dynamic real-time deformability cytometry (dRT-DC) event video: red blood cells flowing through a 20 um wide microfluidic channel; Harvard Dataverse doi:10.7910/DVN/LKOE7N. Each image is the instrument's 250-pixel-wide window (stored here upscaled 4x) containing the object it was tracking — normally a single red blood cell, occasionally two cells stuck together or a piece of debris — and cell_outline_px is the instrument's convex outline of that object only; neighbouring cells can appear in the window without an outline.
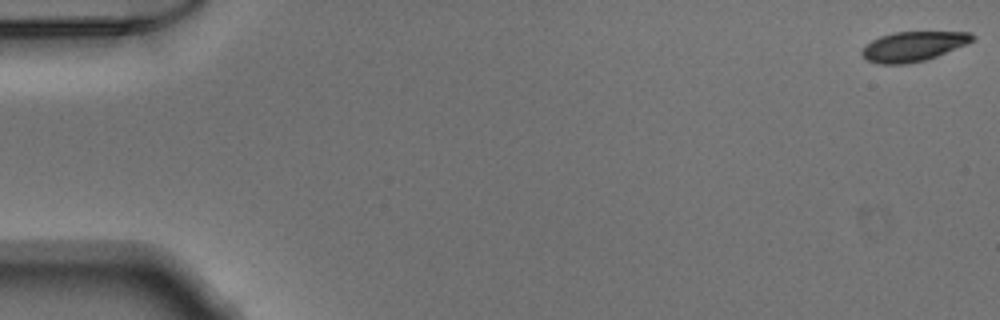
{"species": "Egyptian fruit bat (a non-hibernating species)", "species_latin": "Rousettus aegyptiacus", "temperature_condition": "warm", "stored_images_in_passage": 52, "camera_frame_rate_fps": 3000, "um_per_image_px": 0.085, "animal": {"sex": "male"}, "frame": {"image": 1, "passage_image": 1, "time_ms": 0.0, "image_size_px": [1000, 320], "cell_outline_px": [[976, 36], [968, 44], [936, 56], [924, 60], [908, 64], [880, 64], [868, 60], [860, 52], [864, 44], [880, 36], [896, 32], [972, 32]], "centroid_in_image_um": [77.62, 3.94], "position_along_channel_um": 7.4, "area_um2": 19.13}}
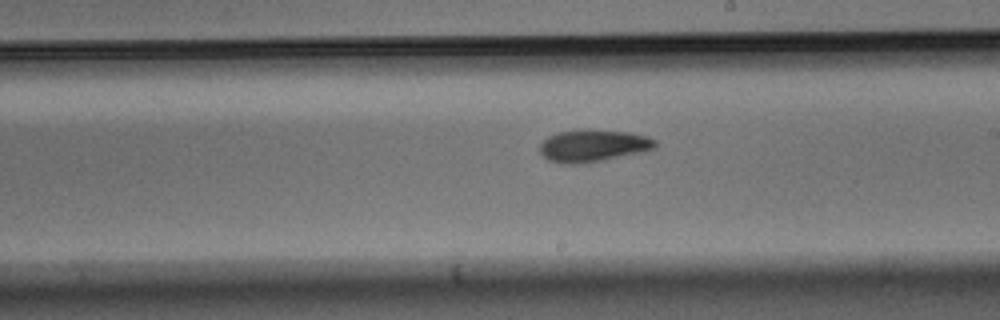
{"frame": {"image": 2, "passage_image": 30, "time_ms": 9.667, "image_size_px": [1000, 320], "cell_outline_px": [[656, 148], [640, 152], [588, 164], [568, 164], [548, 160], [540, 152], [540, 144], [548, 136], [560, 132], [580, 128], [588, 128], [628, 132], [648, 136], [656, 140]], "centroid_in_image_um": [50.42, 12.37], "position_along_channel_um": 238.6, "area_um2": 22.02}}
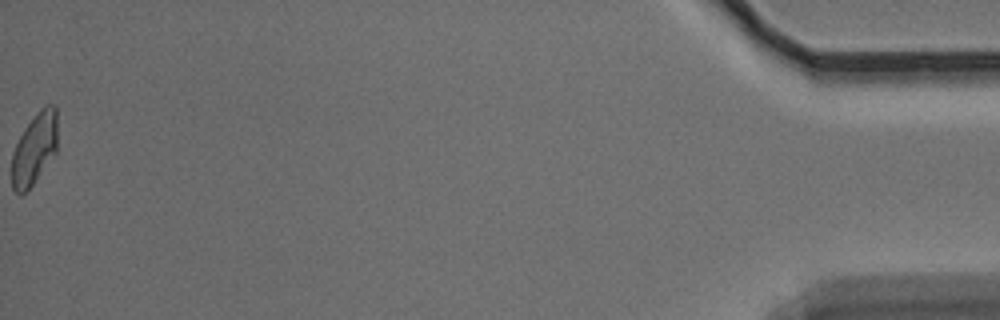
{"frame": {"image": 3, "passage_image": 52, "time_ms": 17.0, "image_size_px": [1000, 320], "cell_outline_px": [[56, 152], [32, 184], [20, 196], [12, 188], [12, 152], [24, 128], [40, 108], [44, 104], [56, 104]], "centroid_in_image_um": [2.92, 12.61], "position_along_channel_um": 432.3, "area_um2": 18.84}}